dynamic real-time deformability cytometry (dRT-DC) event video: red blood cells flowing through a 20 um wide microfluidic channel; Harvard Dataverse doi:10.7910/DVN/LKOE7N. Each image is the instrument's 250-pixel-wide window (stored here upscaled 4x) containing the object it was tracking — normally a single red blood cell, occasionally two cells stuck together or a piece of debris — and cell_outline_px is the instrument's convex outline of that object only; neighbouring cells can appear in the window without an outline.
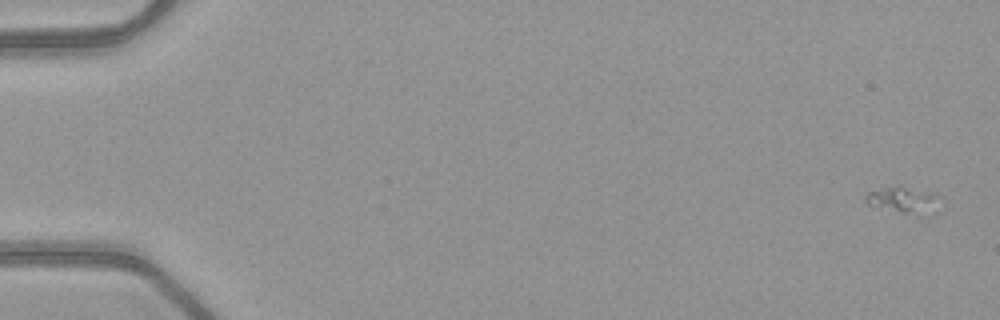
{"species": "common noctule bat (a hibernating species)", "species_latin": "Nyctalus noctula", "temperature_condition": "warm", "stored_images_in_passage": 15, "camera_frame_rate_fps": 3000, "um_per_image_px": 0.085, "animal": {"sex": "female", "body_mass_g": 21.9}, "frame": {"image": 1, "passage_image": 2, "time_ms": 0.333, "image_size_px": [1000, 320], "cell_outline_px": [[940, 212], [924, 216], [920, 216], [900, 212], [868, 204], [864, 200], [864, 196], [868, 192], [896, 184], [900, 184], [932, 196]], "centroid_in_image_um": [76.73, 17.03], "position_along_channel_um": 8.3, "area_um2": 11.16}}